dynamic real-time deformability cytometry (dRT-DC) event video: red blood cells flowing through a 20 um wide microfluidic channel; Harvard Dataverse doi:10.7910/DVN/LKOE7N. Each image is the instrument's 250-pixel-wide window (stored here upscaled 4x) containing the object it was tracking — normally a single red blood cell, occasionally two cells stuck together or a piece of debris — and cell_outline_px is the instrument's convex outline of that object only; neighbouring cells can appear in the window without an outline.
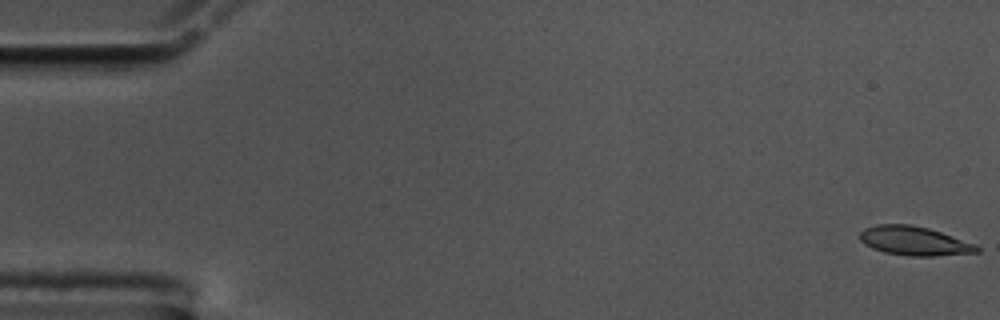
{"species": "common noctule bat (a hibernating species)", "species_latin": "Nyctalus noctula", "temperature_condition": "cold", "stored_images_in_passage": 56, "camera_frame_rate_fps": 3000, "um_per_image_px": 0.085, "animal": {"sex": "male", "body_mass_g": 17.5, "forearm_length_mm": 52.3}, "frame": {"image": 1, "passage_image": 1, "time_ms": 0.0, "image_size_px": [1000, 320], "cell_outline_px": [[980, 252], [936, 256], [908, 256], [884, 252], [872, 248], [864, 244], [860, 240], [860, 232], [864, 228], [876, 224], [908, 224], [928, 228], [976, 244], [980, 248]], "centroid_in_image_um": [77.7, 20.48], "position_along_channel_um": 7.3, "area_um2": 19.83}}
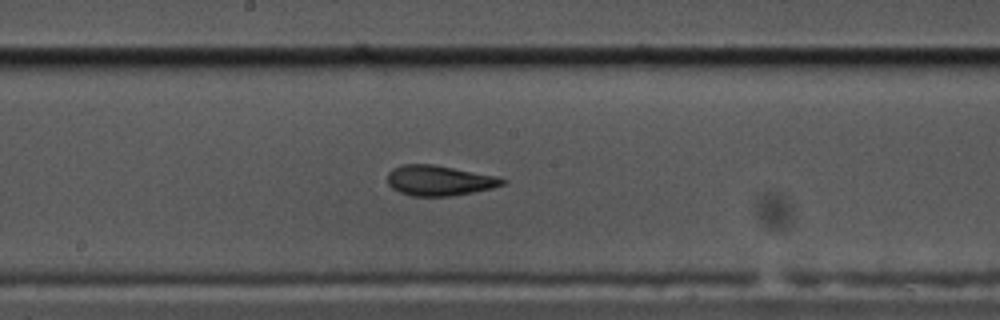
{"frame": {"image": 2, "passage_image": 30, "time_ms": 9.667, "image_size_px": [1000, 320], "cell_outline_px": [[508, 180], [504, 184], [492, 188], [452, 196], [412, 196], [400, 192], [392, 188], [388, 184], [388, 172], [392, 168], [404, 164], [432, 164], [496, 176]], "centroid_in_image_um": [37.32, 15.34], "position_along_channel_um": 210.9, "area_um2": 20.17}}
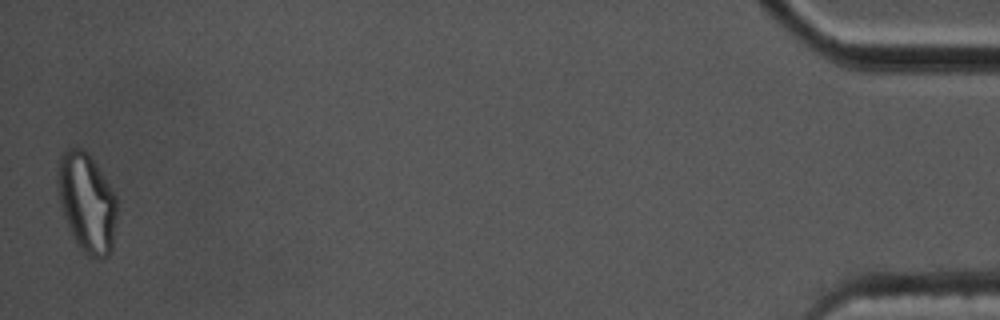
{"frame": {"image": 3, "passage_image": 56, "time_ms": 18.333, "image_size_px": [1000, 320], "cell_outline_px": [[116, 216], [112, 252], [104, 260], [100, 260], [88, 256], [80, 248], [72, 236], [64, 216], [60, 204], [56, 180], [60, 156], [68, 148], [76, 144], [92, 160], [116, 196]], "centroid_in_image_um": [7.37, 17.27], "position_along_channel_um": 427.8, "area_um2": 34.16}, "authors_computed_cell_mechanics": {"area_um2": 20.2589, "velocity_mm_per_s": 3.5672, "shape_relaxation_time_tau1_ms": 6.7298, "shape_relaxation_time_tau2_ms": 2.2708, "deformation_change_tau1": 0.2004, "deformation_change_tau2": 0.0914}}